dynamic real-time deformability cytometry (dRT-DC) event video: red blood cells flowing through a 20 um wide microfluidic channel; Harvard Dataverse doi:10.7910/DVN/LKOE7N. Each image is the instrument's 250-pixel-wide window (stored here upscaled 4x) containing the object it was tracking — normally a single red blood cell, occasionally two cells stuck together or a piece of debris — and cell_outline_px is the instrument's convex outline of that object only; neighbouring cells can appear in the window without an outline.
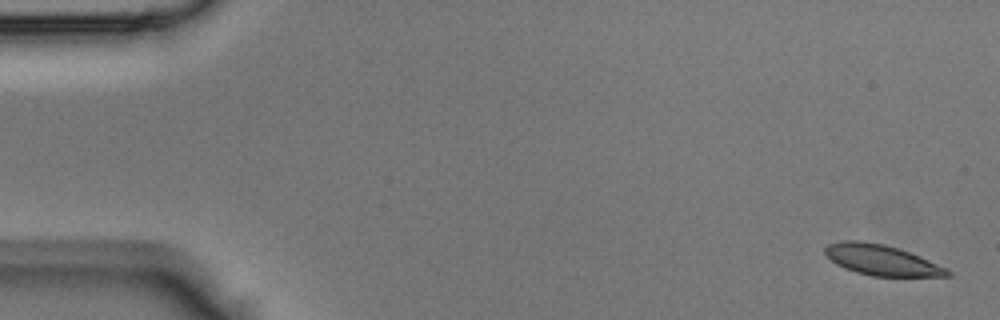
{"species": "Egyptian fruit bat (a non-hibernating species)", "species_latin": "Rousettus aegyptiacus", "temperature_condition": "room temperature", "stored_images_in_passage": 45, "camera_frame_rate_fps": 3000, "um_per_image_px": 0.085, "animal": {"sex": "male"}, "frame": {"image": 1, "passage_image": 1, "time_ms": 0.0, "image_size_px": [1000, 320], "cell_outline_px": [[952, 276], [872, 276], [856, 272], [844, 268], [836, 264], [824, 252], [824, 248], [828, 244], [840, 240], [860, 240], [884, 244], [920, 256], [948, 268], [952, 272]], "centroid_in_image_um": [74.94, 22.1], "position_along_channel_um": 10.1, "area_um2": 21.79}}
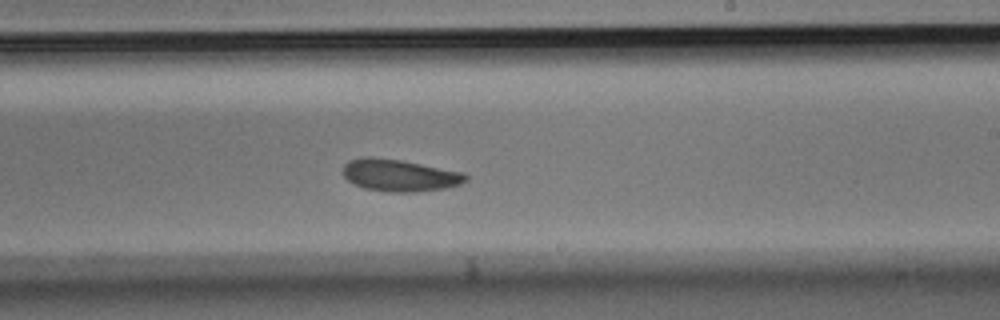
{"frame": {"image": 2, "passage_image": 26, "time_ms": 8.333, "image_size_px": [1000, 320], "cell_outline_px": [[468, 180], [460, 184], [444, 188], [412, 192], [392, 192], [364, 188], [348, 180], [340, 172], [344, 164], [348, 160], [364, 156], [372, 156], [400, 160], [464, 172], [468, 176]], "centroid_in_image_um": [33.93, 14.88], "position_along_channel_um": 255.1, "area_um2": 23.0}}
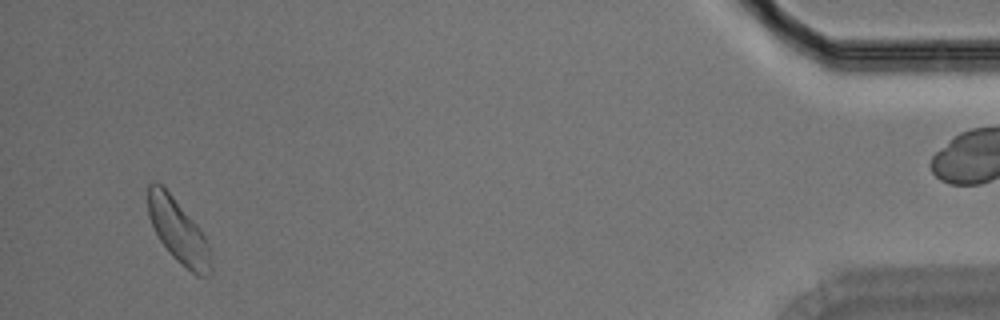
{"frame": {"image": 3, "passage_image": 42, "time_ms": 13.667, "image_size_px": [1000, 320], "cell_outline_px": [[212, 272], [208, 276], [196, 276], [176, 260], [172, 256], [160, 240], [148, 216], [148, 184], [156, 180], [172, 196], [200, 228], [208, 244], [212, 264]], "centroid_in_image_um": [15.16, 19.67], "position_along_channel_um": 420.0, "area_um2": 23.18}}